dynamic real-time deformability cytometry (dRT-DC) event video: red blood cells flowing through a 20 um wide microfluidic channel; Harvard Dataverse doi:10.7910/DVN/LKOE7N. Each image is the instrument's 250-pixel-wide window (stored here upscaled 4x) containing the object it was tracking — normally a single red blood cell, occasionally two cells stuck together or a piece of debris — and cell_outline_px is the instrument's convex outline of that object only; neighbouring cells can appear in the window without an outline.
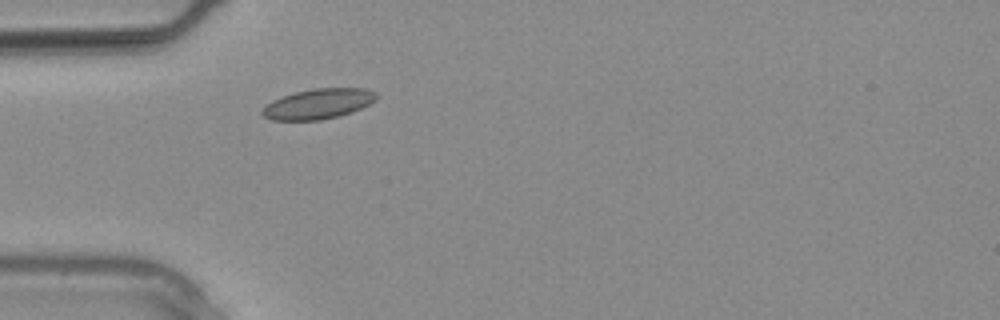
{"species": "common noctule bat (a hibernating species)", "species_latin": "Nyctalus noctula", "temperature_condition": "warm", "stored_images_in_passage": 1, "camera_frame_rate_fps": 3000, "um_per_image_px": 0.085, "animal": {"sex": "male", "body_mass_g": 20.4}, "frame": {"image": 1, "passage_image": 1, "time_ms": 0.0, "image_size_px": [1000, 320], "cell_outline_px": [[380, 96], [376, 100], [352, 112], [340, 116], [320, 120], [272, 120], [264, 116], [260, 112], [272, 100], [296, 92], [312, 88], [364, 88], [376, 92]], "centroid_in_image_um": [27.09, 8.82], "position_along_channel_um": 57.9, "area_um2": 20.06}}